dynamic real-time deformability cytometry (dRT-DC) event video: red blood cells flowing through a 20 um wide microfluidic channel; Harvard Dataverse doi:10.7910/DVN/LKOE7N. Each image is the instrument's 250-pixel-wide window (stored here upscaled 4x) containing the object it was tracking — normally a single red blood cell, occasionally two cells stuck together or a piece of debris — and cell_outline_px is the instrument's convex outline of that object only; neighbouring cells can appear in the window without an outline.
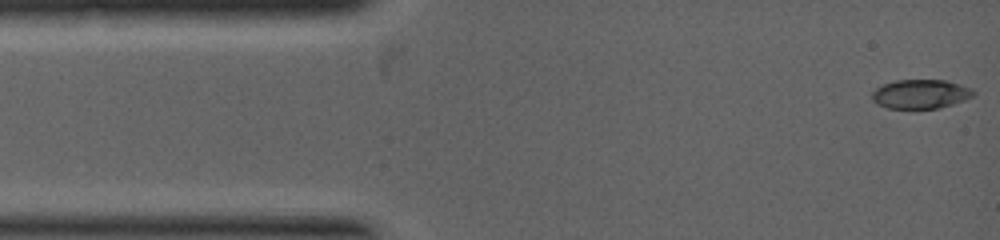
{"species": "common noctule bat (a hibernating species)", "species_latin": "Nyctalus noctula", "temperature_condition": "warm", "stored_images_in_passage": 6, "camera_frame_rate_fps": 5000, "um_per_image_px": 0.085, "animal": {"sex": "female", "body_mass_g": 19.0, "forearm_length_mm": 53.3}, "frame": {"image": 1, "passage_image": 1, "time_ms": 0.0, "image_size_px": [1000, 240], "cell_outline_px": [[976, 92], [972, 96], [964, 100], [952, 104], [936, 108], [888, 108], [876, 104], [872, 100], [872, 92], [876, 88], [884, 84], [896, 80], [944, 80], [960, 84]], "centroid_in_image_um": [78.21, 7.99], "position_along_channel_um": 6.8, "area_um2": 16.99}}
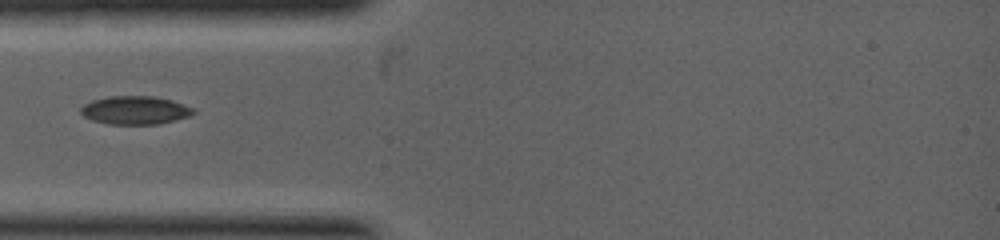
{"frame": {"image": 2, "passage_image": 4, "time_ms": 2.0, "image_size_px": [1000, 240], "cell_outline_px": [[196, 112], [192, 116], [160, 124], [108, 124], [92, 120], [84, 116], [80, 112], [80, 108], [84, 104], [92, 100], [108, 96], [156, 96], [172, 100], [196, 108]], "centroid_in_image_um": [11.54, 9.36], "position_along_channel_um": 73.5, "area_um2": 18.9}}
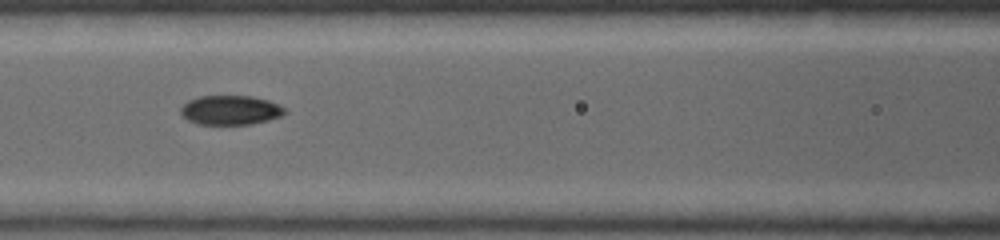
{"frame": {"image": 3, "passage_image": 6, "time_ms": 3.0, "image_size_px": [1000, 240], "cell_outline_px": [[288, 112], [280, 116], [268, 120], [248, 124], [196, 124], [188, 120], [180, 112], [180, 108], [188, 100], [200, 96], [252, 96], [268, 100], [284, 108]], "centroid_in_image_um": [19.57, 9.35], "position_along_channel_um": 147.0, "area_um2": 17.69}}